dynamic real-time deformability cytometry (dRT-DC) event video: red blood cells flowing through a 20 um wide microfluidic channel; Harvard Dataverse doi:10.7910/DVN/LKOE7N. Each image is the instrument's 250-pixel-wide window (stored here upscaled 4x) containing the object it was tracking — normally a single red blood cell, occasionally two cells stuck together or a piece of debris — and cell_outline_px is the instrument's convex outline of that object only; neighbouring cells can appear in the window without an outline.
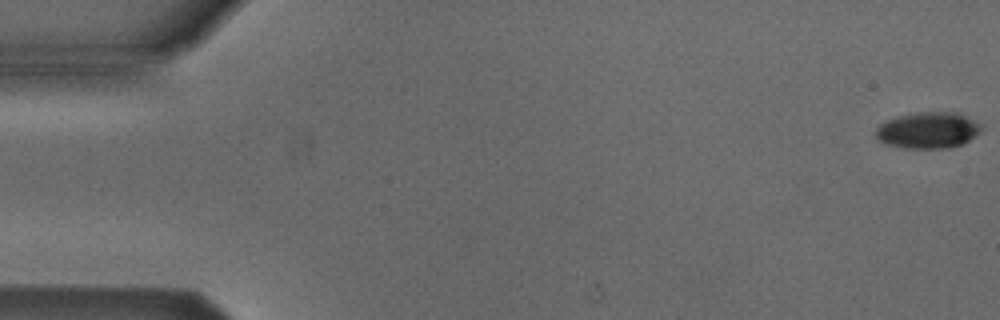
{"species": "Egyptian fruit bat (a non-hibernating species)", "species_latin": "Rousettus aegyptiacus", "temperature_condition": "cold", "stored_images_in_passage": 16, "camera_frame_rate_fps": 3000, "um_per_image_px": 0.085, "animal": {"sex": "male"}, "frame": {"image": 1, "passage_image": 1, "time_ms": 0.0, "image_size_px": [1000, 320], "cell_outline_px": [[984, 128], [980, 132], [964, 144], [948, 148], [904, 148], [888, 144], [880, 140], [876, 136], [876, 128], [880, 124], [896, 116], [908, 112], [956, 112], [976, 120], [984, 124]], "centroid_in_image_um": [78.94, 11.05], "position_along_channel_um": 6.1, "area_um2": 22.66}}
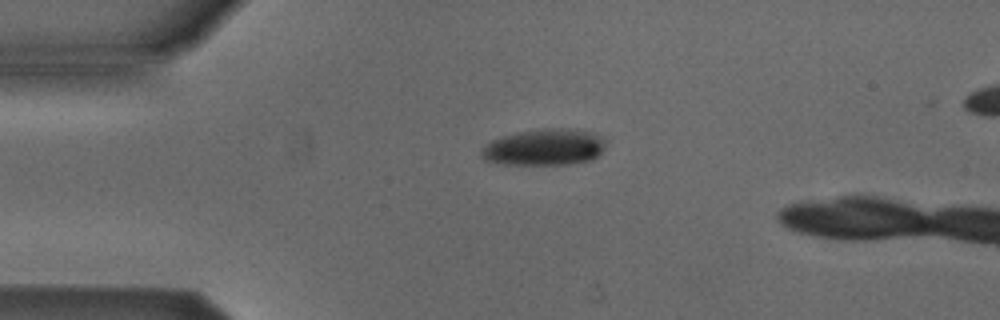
{"frame": {"image": 2, "passage_image": 13, "time_ms": 4.0, "image_size_px": [1000, 320], "cell_outline_px": [[608, 140], [604, 148], [592, 160], [568, 164], [500, 164], [484, 160], [480, 156], [480, 152], [492, 140], [516, 132], [548, 128], [572, 128], [592, 132], [604, 136]], "centroid_in_image_um": [46.32, 12.5], "position_along_channel_um": 38.7, "area_um2": 26.59}}